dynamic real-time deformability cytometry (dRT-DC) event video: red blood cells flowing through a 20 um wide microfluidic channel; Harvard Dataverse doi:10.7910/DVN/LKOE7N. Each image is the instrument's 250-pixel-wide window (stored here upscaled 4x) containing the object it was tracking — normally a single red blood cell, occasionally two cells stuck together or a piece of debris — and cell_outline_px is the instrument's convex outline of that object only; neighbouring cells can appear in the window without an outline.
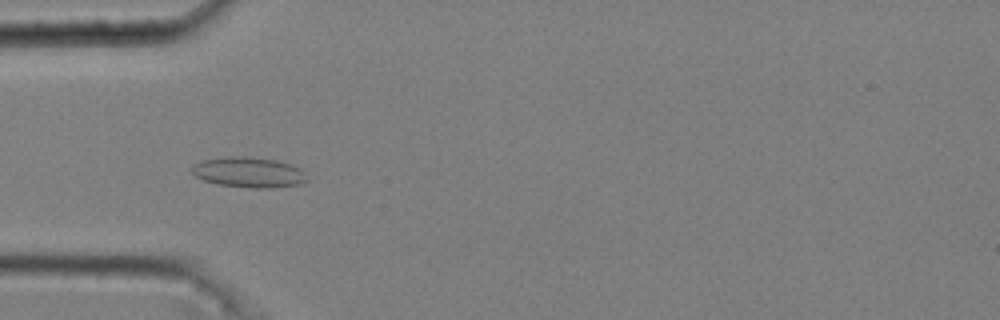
{"species": "common noctule bat (a hibernating species)", "species_latin": "Nyctalus noctula", "temperature_condition": "cold", "stored_images_in_passage": 52, "camera_frame_rate_fps": 3000, "um_per_image_px": 0.085, "animal": {"sex": "male", "body_mass_g": 20.4}, "frame": {"image": 1, "passage_image": 16, "time_ms": 5.0, "image_size_px": [1000, 320], "cell_outline_px": [[308, 180], [300, 184], [272, 188], [252, 188], [216, 184], [204, 180], [196, 176], [192, 172], [192, 164], [204, 160], [224, 156], [244, 156], [276, 160], [292, 164], [300, 168], [304, 172]], "centroid_in_image_um": [21.15, 14.64], "position_along_channel_um": 63.8, "area_um2": 20.52}}
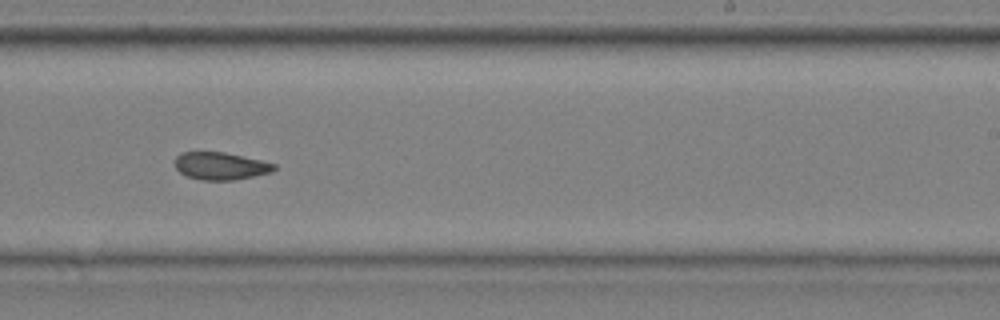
{"frame": {"image": 2, "passage_image": 33, "time_ms": 10.667, "image_size_px": [1000, 320], "cell_outline_px": [[276, 168], [272, 172], [236, 180], [200, 180], [188, 176], [180, 172], [176, 168], [176, 156], [180, 152], [224, 152], [260, 160], [276, 164]], "centroid_in_image_um": [18.76, 14.11], "position_along_channel_um": 270.2, "area_um2": 15.84}}
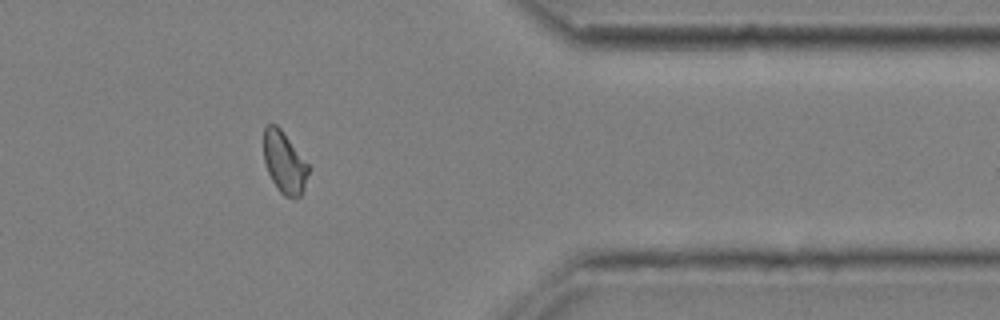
{"frame": {"image": 3, "passage_image": 44, "time_ms": 14.333, "image_size_px": [1000, 320], "cell_outline_px": [[312, 168], [304, 188], [300, 196], [284, 196], [280, 192], [272, 180], [268, 172], [264, 160], [264, 124], [276, 124], [280, 128]], "centroid_in_image_um": [24.19, 13.79], "position_along_channel_um": 387.2, "area_um2": 16.13}, "authors_computed_cell_mechanics": {"area_um2": 16.9932, "velocity_mm_per_s": 3.6662, "shape_relaxation_time_tau1_ms": null, "shape_relaxation_time_tau2_ms": 2.3678, "deformation_change_tau1": null, "deformation_change_tau2": 0.0831}}